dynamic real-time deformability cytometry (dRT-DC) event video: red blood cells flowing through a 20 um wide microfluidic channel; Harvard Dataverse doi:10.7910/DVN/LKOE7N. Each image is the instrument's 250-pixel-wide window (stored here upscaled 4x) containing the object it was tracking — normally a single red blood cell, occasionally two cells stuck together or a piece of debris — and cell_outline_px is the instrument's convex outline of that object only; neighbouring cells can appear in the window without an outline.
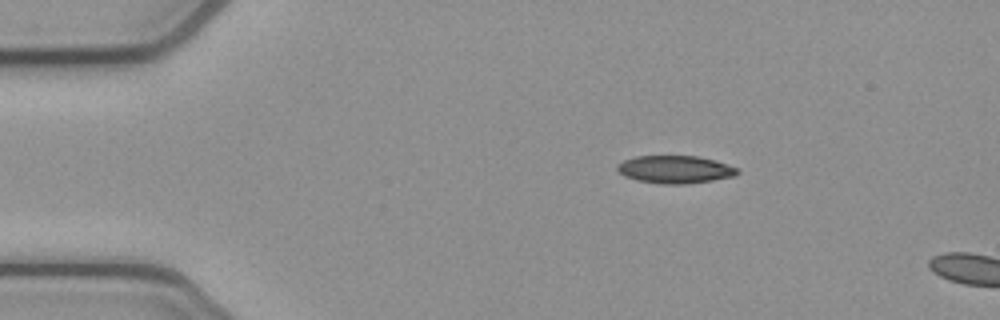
{"species": "common noctule bat (a hibernating species)", "species_latin": "Nyctalus noctula", "temperature_condition": "cold", "stored_images_in_passage": 9, "camera_frame_rate_fps": 3000, "um_per_image_px": 0.085, "animal": {"sex": "female", "body_mass_g": 21.9}, "frame": {"image": 1, "passage_image": 7, "time_ms": 2.0, "image_size_px": [1000, 320], "cell_outline_px": [[732, 172], [720, 176], [696, 180], [652, 180], [636, 176], [656, 156], [680, 156], [704, 160], [720, 164]], "centroid_in_image_um": [57.92, 14.37], "position_along_channel_um": 27.1, "area_um2": 12.02}}